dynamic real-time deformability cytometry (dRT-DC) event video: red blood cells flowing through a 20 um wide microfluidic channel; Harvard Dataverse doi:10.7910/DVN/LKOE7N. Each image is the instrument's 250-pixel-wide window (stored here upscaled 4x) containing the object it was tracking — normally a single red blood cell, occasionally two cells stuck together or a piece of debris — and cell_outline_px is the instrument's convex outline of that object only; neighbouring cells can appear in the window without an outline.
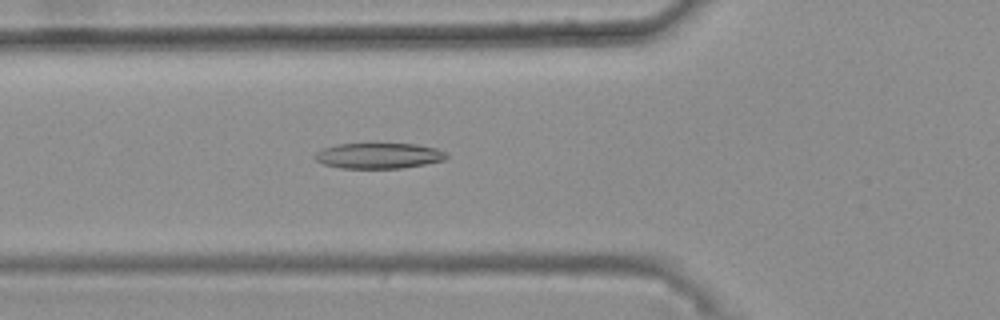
{"species": "common noctule bat (a hibernating species)", "species_latin": "Nyctalus noctula", "temperature_condition": "warm", "stored_images_in_passage": 31, "camera_frame_rate_fps": 3000, "um_per_image_px": 0.085, "animal": {"sex": "female", "body_mass_g": 25.1}, "frame": {"image": 1, "passage_image": 3, "time_ms": 0.667, "image_size_px": [1000, 320], "cell_outline_px": [[448, 156], [444, 160], [424, 164], [400, 168], [340, 168], [324, 164], [316, 160], [312, 156], [316, 152], [324, 148], [340, 144], [416, 144], [436, 148], [444, 152]], "centroid_in_image_um": [32.17, 13.24], "position_along_channel_um": 93.6, "area_um2": 19.42}}
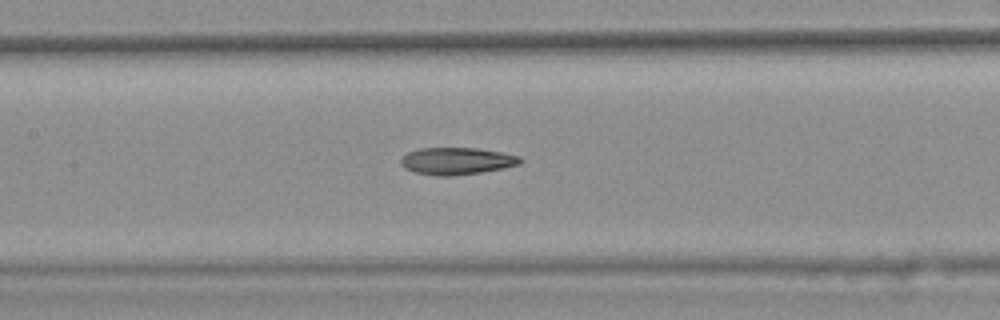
{"frame": {"image": 2, "passage_image": 9, "time_ms": 2.667, "image_size_px": [1000, 320], "cell_outline_px": [[524, 160], [520, 164], [504, 168], [480, 172], [448, 176], [440, 176], [412, 172], [404, 168], [400, 164], [400, 160], [408, 152], [420, 148], [476, 148], [500, 152], [520, 156]], "centroid_in_image_um": [38.82, 13.69], "position_along_channel_um": 168.6, "area_um2": 18.84}}
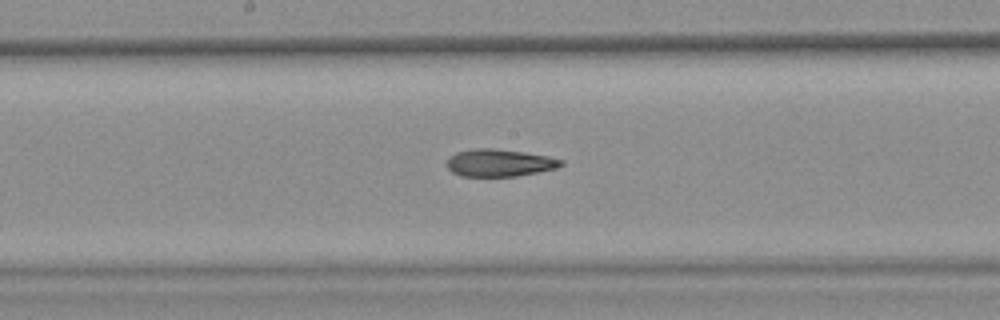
{"frame": {"image": 3, "passage_image": 12, "time_ms": 3.667, "image_size_px": [1000, 320], "cell_outline_px": [[564, 164], [556, 168], [516, 176], [460, 176], [452, 172], [448, 168], [448, 156], [456, 152], [476, 148], [492, 148], [524, 152], [548, 156], [564, 160]], "centroid_in_image_um": [42.44, 13.83], "position_along_channel_um": 205.8, "area_um2": 18.15}, "authors_computed_cell_mechanics": {"area_um2": 18.7272, "velocity_mm_per_s": 3.7266, "shape_relaxation_time_tau1_ms": null, "shape_relaxation_time_tau2_ms": 2.8962, "deformation_change_tau1": null, "deformation_change_tau2": 0.1206}}